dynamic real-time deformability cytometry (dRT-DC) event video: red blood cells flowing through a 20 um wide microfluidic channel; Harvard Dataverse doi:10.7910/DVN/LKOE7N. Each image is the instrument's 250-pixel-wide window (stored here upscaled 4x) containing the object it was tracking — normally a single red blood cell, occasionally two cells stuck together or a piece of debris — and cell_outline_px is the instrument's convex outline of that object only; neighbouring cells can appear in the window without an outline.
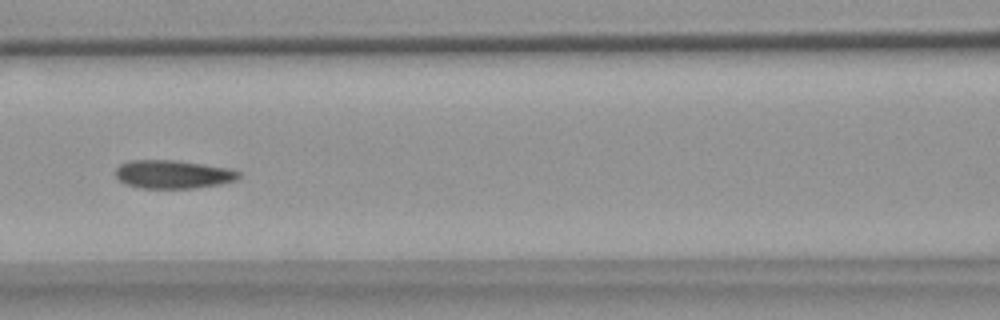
{"species": "common noctule bat (a hibernating species)", "species_latin": "Nyctalus noctula", "temperature_condition": "warm", "stored_images_in_passage": 39, "camera_frame_rate_fps": 3000, "um_per_image_px": 0.085, "animal": {"sex": "female", "body_mass_g": 18.4}, "frame": {"image": 1, "passage_image": 7, "time_ms": 2.0, "image_size_px": [1000, 320], "cell_outline_px": [[240, 176], [236, 180], [220, 184], [192, 188], [144, 188], [124, 184], [116, 176], [116, 168], [120, 164], [132, 160], [172, 160], [228, 168], [240, 172]], "centroid_in_image_um": [14.69, 14.82], "position_along_channel_um": 151.9, "area_um2": 20.11}}
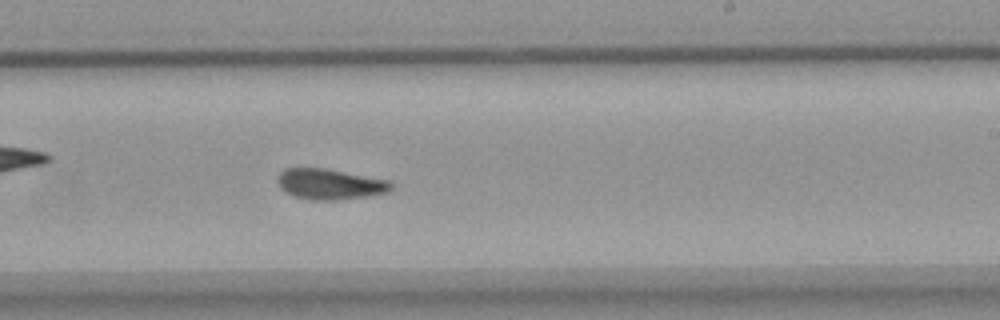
{"frame": {"image": 2, "passage_image": 16, "time_ms": 5.0, "image_size_px": [1000, 320], "cell_outline_px": [[392, 188], [388, 192], [368, 196], [336, 200], [312, 200], [292, 196], [280, 188], [276, 180], [276, 176], [284, 168], [324, 168], [392, 180]], "centroid_in_image_um": [28.03, 15.65], "position_along_channel_um": 261.0, "area_um2": 20.58}}
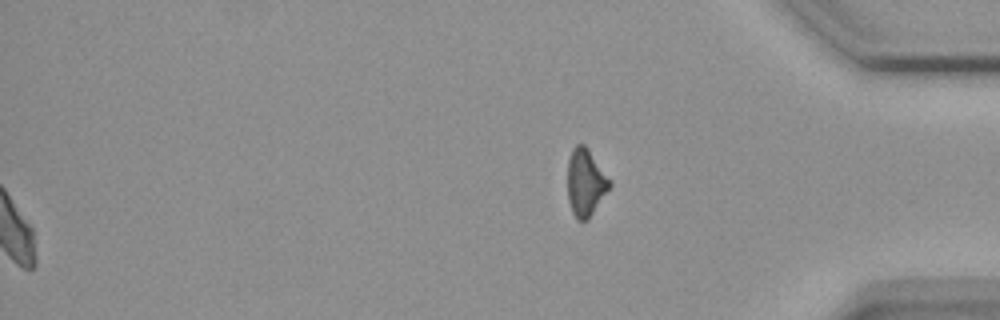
{"frame": {"image": 3, "passage_image": 39, "time_ms": 12.667, "image_size_px": [1000, 320], "cell_outline_px": [[612, 184], [588, 220], [576, 220], [572, 212], [568, 200], [568, 160], [572, 148], [576, 144], [584, 144], [588, 148], [612, 180]], "centroid_in_image_um": [49.78, 15.5], "position_along_channel_um": 385.4, "area_um2": 16.65}}